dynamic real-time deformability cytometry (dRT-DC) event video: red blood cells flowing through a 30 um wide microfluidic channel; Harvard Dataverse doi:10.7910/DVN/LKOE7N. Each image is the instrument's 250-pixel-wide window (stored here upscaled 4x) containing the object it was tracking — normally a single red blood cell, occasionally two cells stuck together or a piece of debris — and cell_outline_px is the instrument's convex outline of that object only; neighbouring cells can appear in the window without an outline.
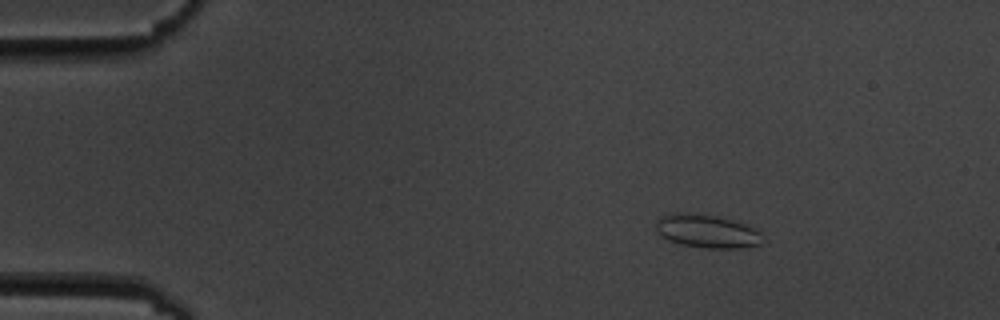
{"species": "common noctule bat (a hibernating species)", "species_latin": "Nyctalus noctula", "temperature_condition": "cold", "stored_images_in_passage": 11, "camera_frame_rate_fps": 3000, "um_per_image_px": 0.085, "animal": {"sex": "male", "body_mass_g": 19.5, "forearm_length_mm": 54.6}, "frame": {"image": 1, "passage_image": 3, "time_ms": 2.333, "image_size_px": [1000, 320], "cell_outline_px": [[764, 244], [740, 248], [708, 248], [680, 244], [668, 240], [660, 236], [656, 232], [656, 220], [660, 216], [672, 212], [680, 212], [716, 216], [732, 220], [744, 224], [760, 232]], "centroid_in_image_um": [60.05, 19.65], "position_along_channel_um": 25.0, "area_um2": 20.81}}
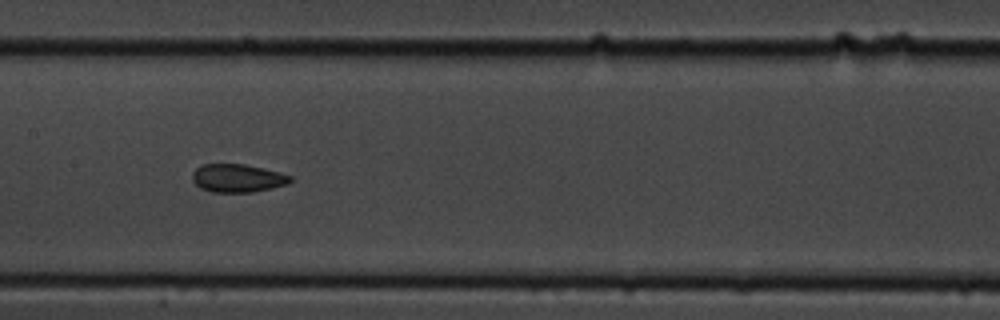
{"frame": {"image": 2, "passage_image": 8, "time_ms": 9.0, "image_size_px": [1000, 320], "cell_outline_px": [[292, 180], [288, 184], [272, 188], [252, 192], [212, 192], [200, 188], [192, 180], [192, 172], [200, 164], [244, 164], [264, 168], [280, 172], [292, 176]], "centroid_in_image_um": [20.19, 15.14], "position_along_channel_um": 187.2, "area_um2": 16.24}}
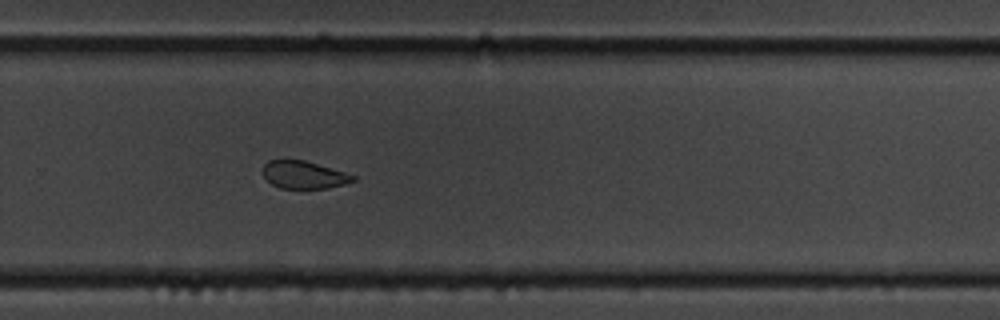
{"frame": {"image": 3, "passage_image": 11, "time_ms": 12.333, "image_size_px": [1000, 320], "cell_outline_px": [[356, 180], [344, 184], [328, 188], [280, 188], [272, 184], [264, 176], [264, 164], [268, 160], [304, 160], [344, 172], [356, 176]], "centroid_in_image_um": [25.84, 14.86], "position_along_channel_um": 304.0, "area_um2": 14.28}}